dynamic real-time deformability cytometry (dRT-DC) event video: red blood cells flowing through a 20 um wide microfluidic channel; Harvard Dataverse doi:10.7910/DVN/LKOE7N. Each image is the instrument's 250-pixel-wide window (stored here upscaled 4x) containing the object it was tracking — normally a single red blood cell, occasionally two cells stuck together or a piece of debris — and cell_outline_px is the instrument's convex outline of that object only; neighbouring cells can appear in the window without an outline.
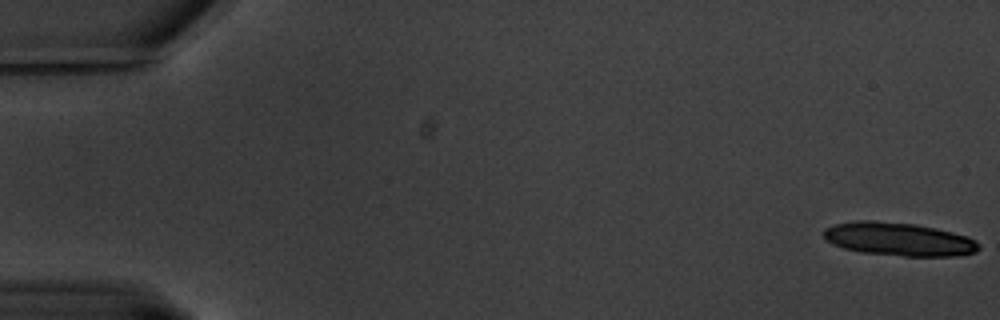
{"species": "common noctule bat (a hibernating species)", "species_latin": "Nyctalus noctula", "temperature_condition": "warm", "stored_images_in_passage": 19, "camera_frame_rate_fps": 3000, "um_per_image_px": 0.085, "animal": {"sex": "male", "body_mass_g": 20.1, "forearm_length_mm": 53.5}, "frame": {"image": 1, "passage_image": 1, "time_ms": 0.0, "image_size_px": [1000, 320], "cell_outline_px": [[980, 248], [976, 252], [956, 256], [904, 256], [860, 252], [844, 248], [832, 244], [824, 240], [824, 228], [836, 224], [852, 220], [876, 220], [916, 224], [936, 228], [968, 236], [976, 240], [980, 244]], "centroid_in_image_um": [76.39, 20.32], "position_along_channel_um": 8.6, "area_um2": 30.46}}